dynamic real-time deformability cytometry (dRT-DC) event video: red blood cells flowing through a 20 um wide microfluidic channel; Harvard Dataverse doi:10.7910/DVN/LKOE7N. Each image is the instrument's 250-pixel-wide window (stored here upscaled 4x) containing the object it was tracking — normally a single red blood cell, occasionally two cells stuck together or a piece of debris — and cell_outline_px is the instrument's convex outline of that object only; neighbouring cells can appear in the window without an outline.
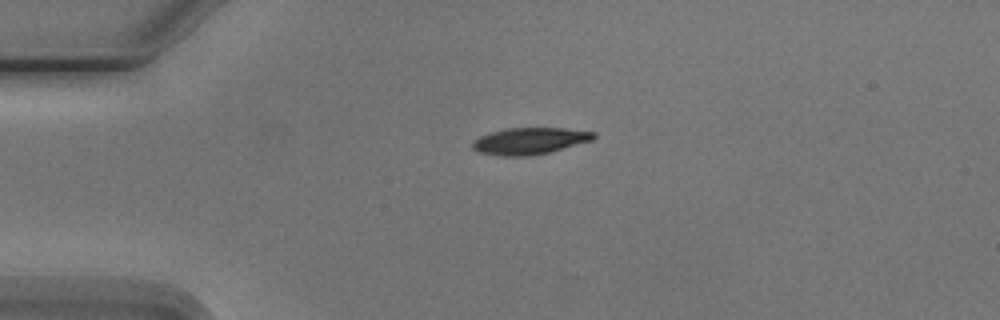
{"species": "Egyptian fruit bat (a non-hibernating species)", "species_latin": "Rousettus aegyptiacus", "temperature_condition": "cold", "stored_images_in_passage": 3, "camera_frame_rate_fps": 3000, "um_per_image_px": 0.085, "animal": {"sex": "male"}, "frame": {"image": 1, "passage_image": 1, "time_ms": 0.0, "image_size_px": [1000, 320], "cell_outline_px": [[596, 136], [592, 140], [548, 152], [532, 156], [496, 156], [480, 152], [472, 148], [472, 140], [480, 136], [492, 132], [508, 128], [564, 128], [596, 132]], "centroid_in_image_um": [45.0, 11.98], "position_along_channel_um": 40.0, "area_um2": 18.79}}
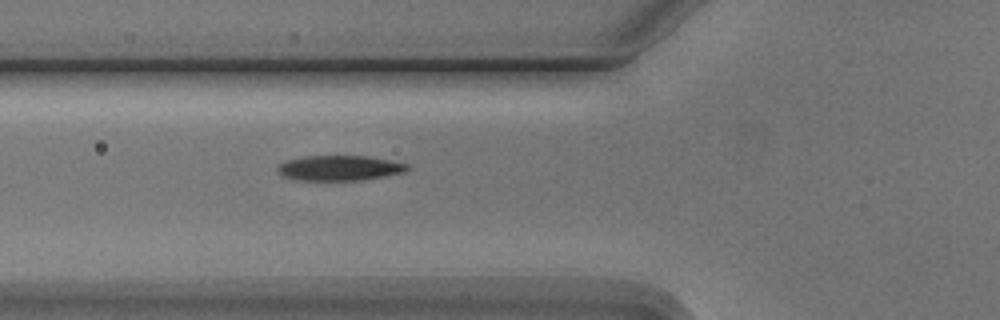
{"frame": {"image": 2, "passage_image": 3, "time_ms": 2.333, "image_size_px": [1000, 320], "cell_outline_px": [[412, 168], [404, 172], [384, 176], [360, 180], [296, 180], [284, 176], [276, 168], [280, 164], [288, 160], [304, 156], [368, 156], [408, 164]], "centroid_in_image_um": [28.88, 14.28], "position_along_channel_um": 96.9, "area_um2": 18.84}}